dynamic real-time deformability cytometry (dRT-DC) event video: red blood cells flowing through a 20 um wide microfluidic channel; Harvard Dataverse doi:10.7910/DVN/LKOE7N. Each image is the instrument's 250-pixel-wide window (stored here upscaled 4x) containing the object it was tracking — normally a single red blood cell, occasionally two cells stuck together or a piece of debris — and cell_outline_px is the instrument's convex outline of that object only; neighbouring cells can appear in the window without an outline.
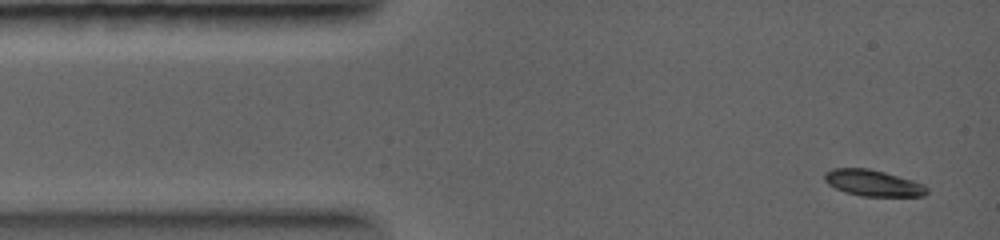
{"species": "common noctule bat (a hibernating species)", "species_latin": "Nyctalus noctula", "temperature_condition": "warm", "stored_images_in_passage": 4, "camera_frame_rate_fps": 5000, "um_per_image_px": 0.085, "animal": {"sex": "female", "body_mass_g": 19.0, "forearm_length_mm": 56.7}, "frame": {"image": 1, "passage_image": 1, "time_ms": 0.0, "image_size_px": [1000, 240], "cell_outline_px": [[928, 192], [924, 196], [860, 196], [844, 192], [828, 184], [824, 180], [824, 172], [832, 168], [868, 168], [884, 172], [912, 180], [924, 184], [928, 188]], "centroid_in_image_um": [74.19, 15.55], "position_along_channel_um": 10.8, "area_um2": 15.72}}
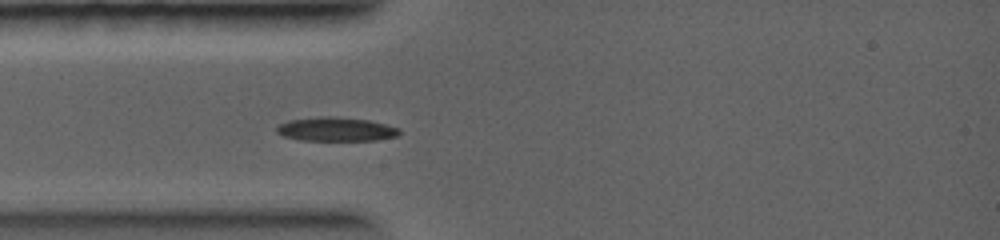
{"frame": {"image": 2, "passage_image": 3, "time_ms": 2.2, "image_size_px": [1000, 240], "cell_outline_px": [[400, 132], [396, 136], [376, 140], [300, 140], [284, 136], [276, 132], [276, 128], [280, 124], [288, 120], [320, 116], [336, 116], [368, 120], [400, 128]], "centroid_in_image_um": [28.54, 10.97], "position_along_channel_um": 56.5, "area_um2": 17.05}}